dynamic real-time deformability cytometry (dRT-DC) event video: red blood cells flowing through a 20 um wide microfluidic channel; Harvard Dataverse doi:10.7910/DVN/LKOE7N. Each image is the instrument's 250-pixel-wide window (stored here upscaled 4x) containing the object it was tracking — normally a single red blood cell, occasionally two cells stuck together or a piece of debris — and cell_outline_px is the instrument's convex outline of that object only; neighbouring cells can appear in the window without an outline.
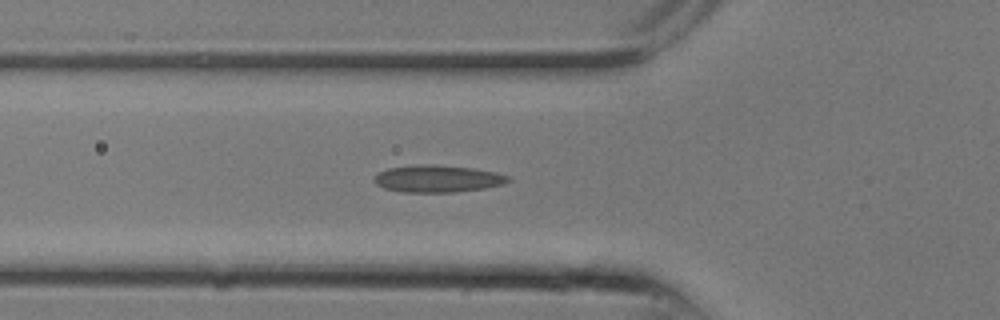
{"species": "common noctule bat (a hibernating species)", "species_latin": "Nyctalus noctula", "temperature_condition": "room temperature", "stored_images_in_passage": 11, "camera_frame_rate_fps": 3000, "um_per_image_px": 0.085, "animal": {"sex": "male", "body_mass_g": 13.3}, "frame": {"image": 1, "passage_image": 8, "time_ms": 2.333, "image_size_px": [1000, 320], "cell_outline_px": [[512, 180], [504, 184], [484, 188], [456, 192], [400, 192], [384, 188], [376, 184], [372, 180], [380, 172], [388, 168], [420, 164], [436, 164], [476, 168], [496, 172], [508, 176]], "centroid_in_image_um": [37.22, 15.18], "position_along_channel_um": 88.6, "area_um2": 21.39}}
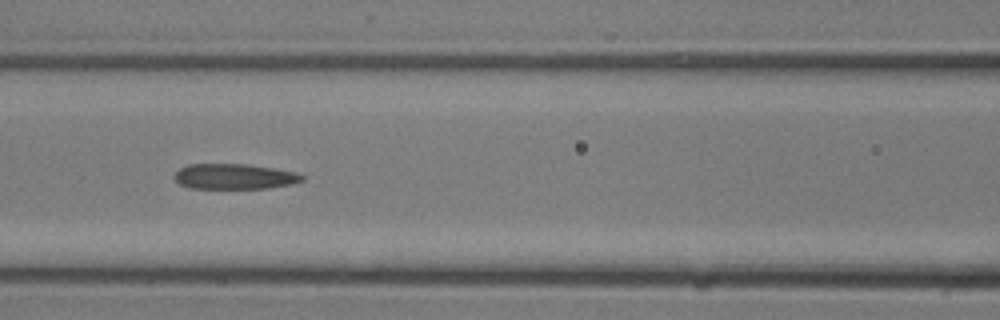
{"frame": {"image": 2, "passage_image": 10, "time_ms": 3.0, "image_size_px": [1000, 320], "cell_outline_px": [[304, 180], [292, 184], [268, 188], [188, 188], [180, 184], [172, 176], [180, 168], [188, 164], [248, 164], [276, 168], [296, 172], [304, 176]], "centroid_in_image_um": [19.93, 14.99], "position_along_channel_um": 146.7, "area_um2": 19.02}}